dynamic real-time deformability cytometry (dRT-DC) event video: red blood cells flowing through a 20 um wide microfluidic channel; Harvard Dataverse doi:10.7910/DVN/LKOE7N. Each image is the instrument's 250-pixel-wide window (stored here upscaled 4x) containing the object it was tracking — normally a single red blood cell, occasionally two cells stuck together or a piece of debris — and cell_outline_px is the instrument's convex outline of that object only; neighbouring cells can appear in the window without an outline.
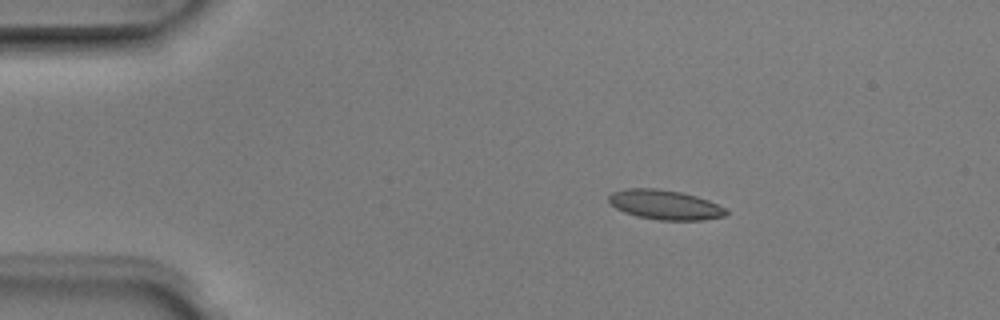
{"species": "Egyptian fruit bat (a non-hibernating species)", "species_latin": "Rousettus aegyptiacus", "temperature_condition": "room temperature", "stored_images_in_passage": 5, "camera_frame_rate_fps": 3000, "um_per_image_px": 0.085, "animal": {"sex": "male"}, "frame": {"image": 1, "passage_image": 3, "time_ms": 0.667, "image_size_px": [1000, 320], "cell_outline_px": [[728, 212], [724, 216], [704, 220], [660, 220], [636, 216], [624, 212], [616, 208], [608, 200], [608, 196], [612, 192], [624, 188], [656, 188], [680, 192], [696, 196], [708, 200], [724, 208]], "centroid_in_image_um": [56.49, 17.4], "position_along_channel_um": 28.5, "area_um2": 20.17}}